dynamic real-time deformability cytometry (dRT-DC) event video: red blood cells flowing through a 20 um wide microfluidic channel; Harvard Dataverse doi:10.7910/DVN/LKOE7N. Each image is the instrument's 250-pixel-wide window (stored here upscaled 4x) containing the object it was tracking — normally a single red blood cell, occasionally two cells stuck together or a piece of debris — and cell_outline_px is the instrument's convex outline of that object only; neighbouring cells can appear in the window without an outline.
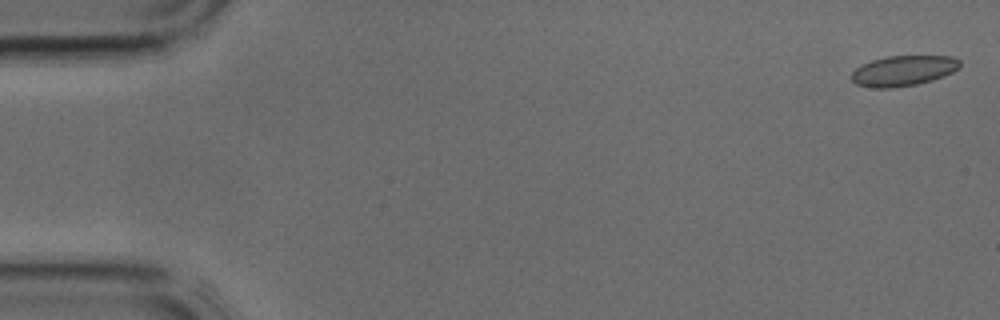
{"species": "common noctule bat (a hibernating species)", "species_latin": "Nyctalus noctula", "temperature_condition": "cold", "stored_images_in_passage": 5, "segment_of_instrument_passage": [1, 2], "camera_frame_rate_fps": 3000, "um_per_image_px": 0.085, "animal": {"sex": "male", "body_mass_g": 17.9, "forearm_length_mm": 54.2}, "frame": {"image": 1, "passage_image": 1, "time_ms": 0.0, "image_size_px": [1000, 320], "cell_outline_px": [[960, 68], [944, 76], [932, 80], [916, 84], [892, 88], [876, 88], [856, 84], [852, 80], [852, 72], [856, 68], [872, 60], [888, 56], [952, 56], [960, 60]], "centroid_in_image_um": [76.81, 6.01], "position_along_channel_um": 8.2, "area_um2": 19.07}}
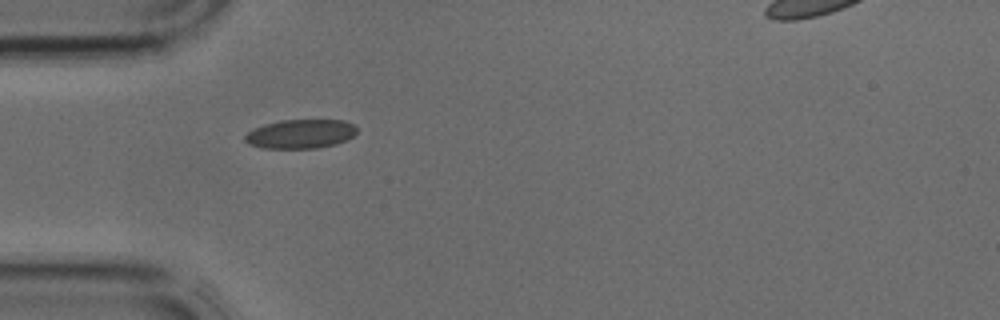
{"frame": {"image": 2, "passage_image": 4, "time_ms": 1.0, "image_size_px": [1000, 320], "cell_outline_px": [[356, 132], [348, 140], [336, 144], [316, 148], [260, 148], [248, 144], [244, 140], [244, 136], [248, 132], [264, 124], [280, 120], [344, 120], [356, 124]], "centroid_in_image_um": [25.56, 11.38], "position_along_channel_um": 59.4, "area_um2": 19.07}}